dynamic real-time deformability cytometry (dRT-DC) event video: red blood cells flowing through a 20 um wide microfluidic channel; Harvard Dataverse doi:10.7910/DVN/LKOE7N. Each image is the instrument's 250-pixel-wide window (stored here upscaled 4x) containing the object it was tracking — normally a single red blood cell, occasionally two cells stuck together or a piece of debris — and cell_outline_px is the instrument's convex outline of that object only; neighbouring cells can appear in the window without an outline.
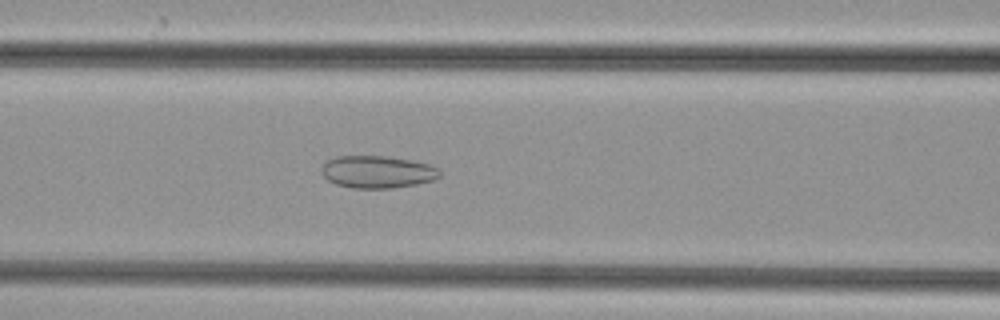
{"species": "common noctule bat (a hibernating species)", "species_latin": "Nyctalus noctula", "temperature_condition": "cold", "stored_images_in_passage": 49, "camera_frame_rate_fps": 3000, "um_per_image_px": 0.085, "animal": {"sex": "female", "body_mass_g": 29.2, "forearm_length_mm": 56.3}, "frame": {"image": 1, "passage_image": 20, "time_ms": 6.333, "image_size_px": [1000, 320], "cell_outline_px": [[440, 176], [432, 180], [416, 184], [392, 188], [352, 188], [336, 184], [328, 180], [320, 172], [320, 168], [328, 160], [336, 156], [384, 156], [412, 160], [432, 164], [440, 168]], "centroid_in_image_um": [32.09, 14.6], "position_along_channel_um": 134.5, "area_um2": 22.43}}
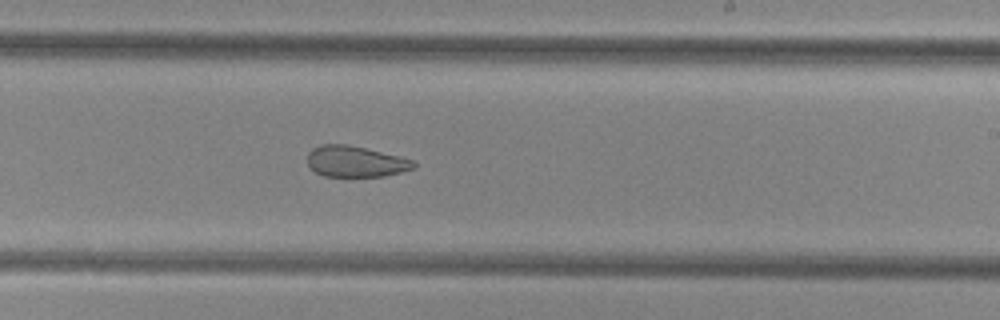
{"frame": {"image": 2, "passage_image": 29, "time_ms": 9.333, "image_size_px": [1000, 320], "cell_outline_px": [[416, 168], [384, 176], [324, 176], [316, 172], [308, 164], [308, 152], [312, 148], [320, 144], [348, 144], [412, 160], [416, 164]], "centroid_in_image_um": [30.19, 13.72], "position_along_channel_um": 258.8, "area_um2": 18.96}}
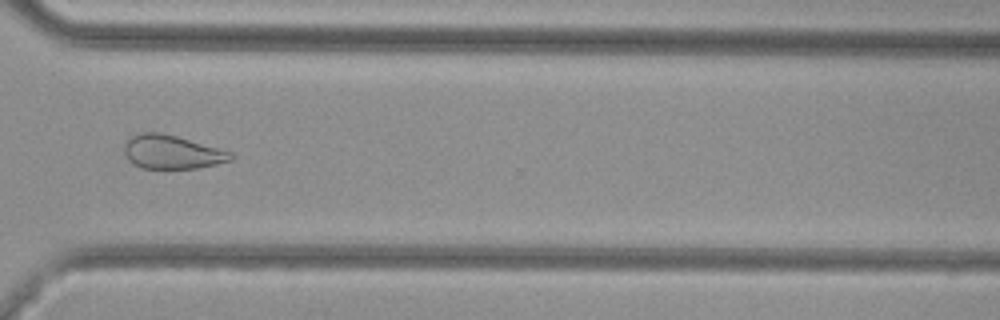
{"frame": {"image": 3, "passage_image": 36, "time_ms": 11.667, "image_size_px": [1000, 320], "cell_outline_px": [[236, 156], [232, 160], [216, 164], [196, 168], [140, 168], [132, 164], [128, 160], [124, 152], [124, 144], [128, 136], [140, 132], [160, 132], [176, 136], [232, 152]], "centroid_in_image_um": [14.57, 12.91], "position_along_channel_um": 356.0, "area_um2": 21.1}}